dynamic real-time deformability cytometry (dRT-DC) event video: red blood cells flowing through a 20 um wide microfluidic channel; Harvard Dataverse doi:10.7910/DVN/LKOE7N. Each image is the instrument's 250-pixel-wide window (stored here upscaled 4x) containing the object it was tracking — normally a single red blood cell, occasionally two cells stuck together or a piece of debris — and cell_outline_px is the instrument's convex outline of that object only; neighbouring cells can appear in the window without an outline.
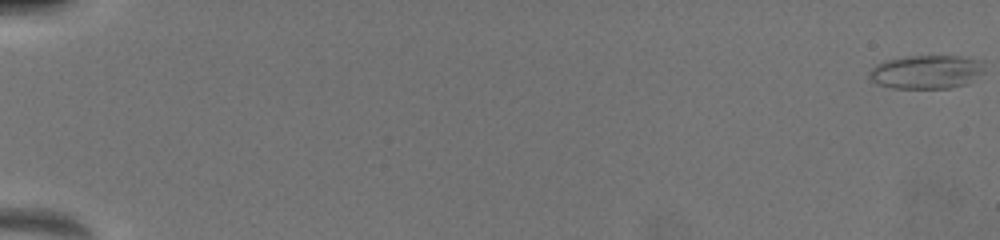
{"species": "common noctule bat (a hibernating species)", "species_latin": "Nyctalus noctula", "temperature_condition": "warm", "stored_images_in_passage": 42, "camera_frame_rate_fps": 3000, "um_per_image_px": 0.085, "animal": {"sex": "female", "body_mass_g": 19.5, "forearm_length_mm": 54.1}, "frame": {"image": 1, "passage_image": 1, "time_ms": 0.0, "image_size_px": [1000, 240], "cell_outline_px": [[984, 72], [968, 84], [948, 88], [892, 88], [880, 84], [872, 80], [868, 76], [868, 72], [876, 64], [884, 60], [908, 56], [960, 56], [984, 60]], "centroid_in_image_um": [78.78, 6.1], "position_along_channel_um": 6.2, "area_um2": 22.83}}
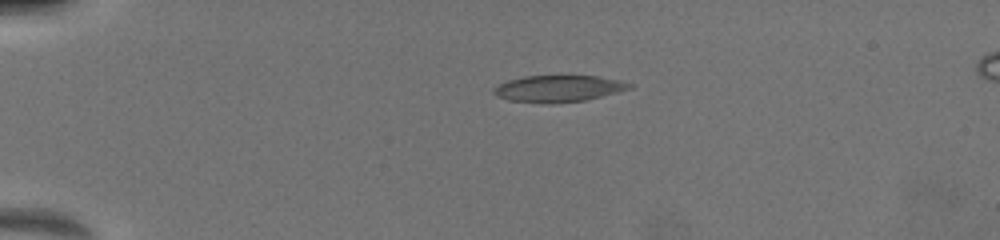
{"frame": {"image": 2, "passage_image": 32, "time_ms": 4.667, "image_size_px": [1000, 240], "cell_outline_px": [[636, 84], [632, 88], [584, 100], [508, 100], [496, 96], [492, 92], [492, 88], [508, 80], [524, 76], [596, 76]], "centroid_in_image_um": [47.47, 7.47], "position_along_channel_um": 37.5, "area_um2": 19.83}}